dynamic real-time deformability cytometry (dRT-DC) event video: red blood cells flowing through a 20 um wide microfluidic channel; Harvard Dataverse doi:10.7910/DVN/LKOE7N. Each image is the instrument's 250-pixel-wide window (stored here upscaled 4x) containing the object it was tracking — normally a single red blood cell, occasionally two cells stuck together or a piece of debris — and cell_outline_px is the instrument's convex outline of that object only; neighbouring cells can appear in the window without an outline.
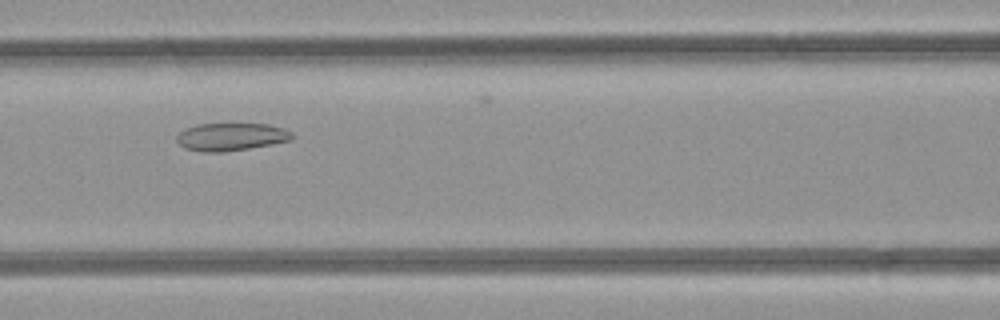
{"species": "common noctule bat (a hibernating species)", "species_latin": "Nyctalus noctula", "temperature_condition": "room temperature", "stored_images_in_passage": 36, "camera_frame_rate_fps": 3000, "um_per_image_px": 0.085, "animal": {"sex": "female", "body_mass_g": 21.9}, "frame": {"image": 1, "passage_image": 17, "time_ms": 5.333, "image_size_px": [1000, 320], "cell_outline_px": [[296, 136], [292, 140], [272, 144], [248, 148], [220, 152], [204, 152], [184, 148], [176, 140], [176, 136], [180, 132], [196, 124], [268, 124], [284, 128], [292, 132]], "centroid_in_image_um": [19.68, 11.62], "position_along_channel_um": 146.9, "area_um2": 18.61}}
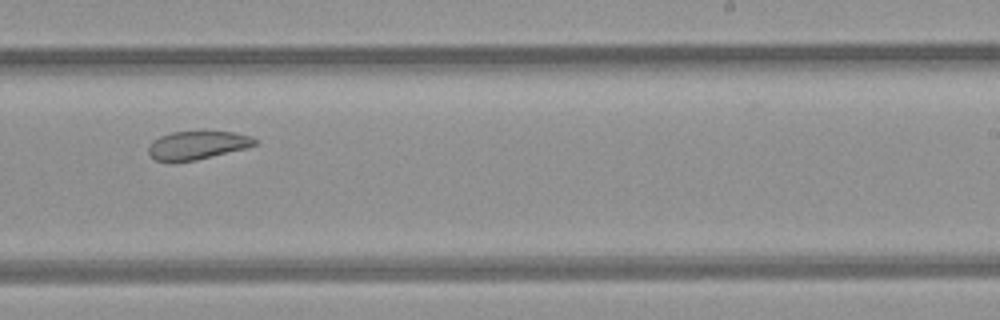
{"frame": {"image": 2, "passage_image": 26, "time_ms": 8.333, "image_size_px": [1000, 320], "cell_outline_px": [[256, 144], [244, 148], [196, 160], [172, 164], [156, 160], [148, 152], [148, 148], [152, 140], [160, 136], [172, 132], [232, 132], [252, 136], [256, 140]], "centroid_in_image_um": [16.7, 12.37], "position_along_channel_um": 272.3, "area_um2": 17.57}}
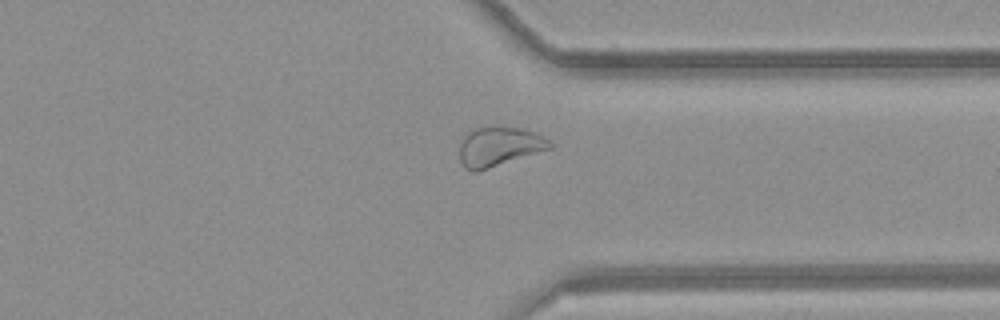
{"frame": {"image": 3, "passage_image": 33, "time_ms": 10.667, "image_size_px": [1000, 320], "cell_outline_px": [[552, 148], [476, 172], [472, 172], [464, 168], [460, 160], [460, 144], [464, 132], [476, 128], [520, 128], [536, 132], [548, 140], [552, 144]], "centroid_in_image_um": [42.38, 12.47], "position_along_channel_um": 369.0, "area_um2": 20.52}}